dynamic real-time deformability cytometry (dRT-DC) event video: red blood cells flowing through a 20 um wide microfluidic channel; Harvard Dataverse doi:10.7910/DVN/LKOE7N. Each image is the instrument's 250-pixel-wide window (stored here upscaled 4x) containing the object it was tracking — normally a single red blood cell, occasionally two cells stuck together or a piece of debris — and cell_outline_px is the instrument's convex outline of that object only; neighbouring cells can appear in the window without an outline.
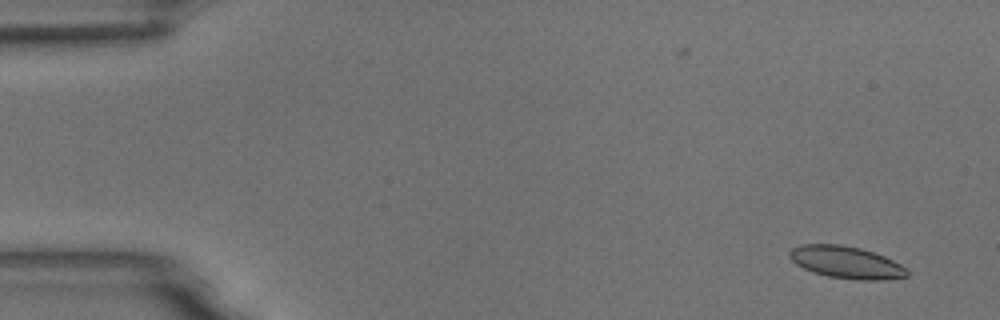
{"species": "common noctule bat (a hibernating species)", "species_latin": "Nyctalus noctula", "temperature_condition": "room temperature", "stored_images_in_passage": 15, "camera_frame_rate_fps": 3000, "um_per_image_px": 0.085, "animal": {"sex": "male", "body_mass_g": 18.8}, "frame": {"image": 1, "passage_image": 1, "time_ms": 0.0, "image_size_px": [1000, 320], "cell_outline_px": [[900, 276], [840, 276], [820, 272], [808, 268], [804, 264], [828, 248], [852, 248], [868, 252], [880, 256], [896, 264]], "centroid_in_image_um": [72.43, 22.4], "position_along_channel_um": 12.6, "area_um2": 14.16}}